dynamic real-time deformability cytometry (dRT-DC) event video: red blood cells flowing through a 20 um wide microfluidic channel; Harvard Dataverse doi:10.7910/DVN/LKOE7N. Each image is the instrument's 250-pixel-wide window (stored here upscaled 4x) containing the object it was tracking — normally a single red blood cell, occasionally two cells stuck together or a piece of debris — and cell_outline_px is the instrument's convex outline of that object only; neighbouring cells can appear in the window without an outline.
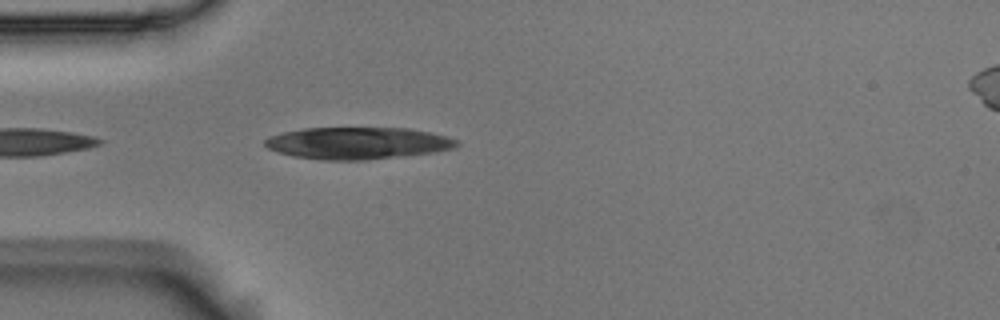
{"species": "Egyptian fruit bat (a non-hibernating species)", "species_latin": "Rousettus aegyptiacus", "temperature_condition": "room temperature", "stored_images_in_passage": 1, "camera_frame_rate_fps": 3000, "um_per_image_px": 0.085, "animal": {"sex": "male"}, "frame": {"image": 1, "passage_image": 1, "time_ms": 0.0, "image_size_px": [1000, 320], "cell_outline_px": [[460, 144], [456, 148], [436, 152], [404, 156], [368, 160], [320, 160], [292, 156], [268, 148], [264, 144], [264, 140], [268, 136], [284, 132], [304, 128], [408, 128], [448, 136], [460, 140]], "centroid_in_image_um": [30.45, 12.17], "position_along_channel_um": 54.5, "area_um2": 36.07}}